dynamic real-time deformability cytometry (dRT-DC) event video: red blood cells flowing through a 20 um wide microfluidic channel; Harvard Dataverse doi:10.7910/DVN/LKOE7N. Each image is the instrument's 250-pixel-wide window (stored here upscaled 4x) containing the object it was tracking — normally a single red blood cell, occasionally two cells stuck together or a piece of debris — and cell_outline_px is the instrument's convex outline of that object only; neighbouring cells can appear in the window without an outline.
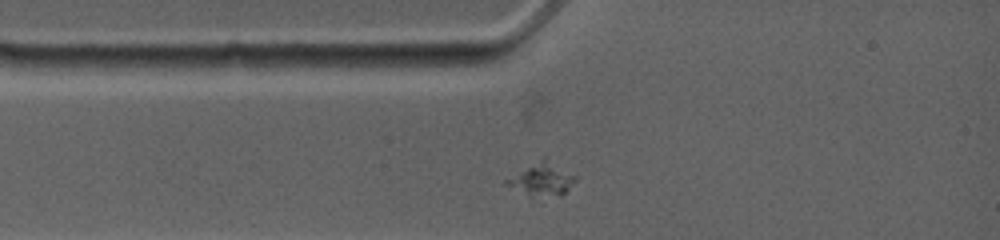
{"species": "common noctule bat (a hibernating species)", "species_latin": "Nyctalus noctula", "temperature_condition": "warm", "stored_images_in_passage": 2, "camera_frame_rate_fps": 4500, "um_per_image_px": 0.085, "animal": {"sex": "female", "body_mass_g": 19.0, "forearm_length_mm": 53.3}, "frame": {"image": 1, "passage_image": 1, "time_ms": 0.0, "image_size_px": [1000, 240], "cell_outline_px": [[576, 180], [560, 196], [528, 192], [504, 184], [504, 180], [544, 156], [576, 176]], "centroid_in_image_um": [46.1, 15.16], "position_along_channel_um": 38.9, "area_um2": 12.25}}
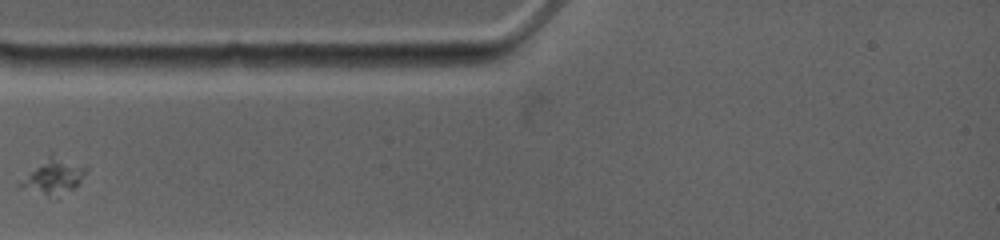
{"frame": {"image": 2, "passage_image": 2, "time_ms": 1.111, "image_size_px": [1000, 240], "cell_outline_px": [[88, 168], [80, 180], [72, 188], [48, 200], [20, 188], [16, 184], [48, 152], [52, 152]], "centroid_in_image_um": [4.43, 14.99], "position_along_channel_um": 80.6, "area_um2": 14.1}}